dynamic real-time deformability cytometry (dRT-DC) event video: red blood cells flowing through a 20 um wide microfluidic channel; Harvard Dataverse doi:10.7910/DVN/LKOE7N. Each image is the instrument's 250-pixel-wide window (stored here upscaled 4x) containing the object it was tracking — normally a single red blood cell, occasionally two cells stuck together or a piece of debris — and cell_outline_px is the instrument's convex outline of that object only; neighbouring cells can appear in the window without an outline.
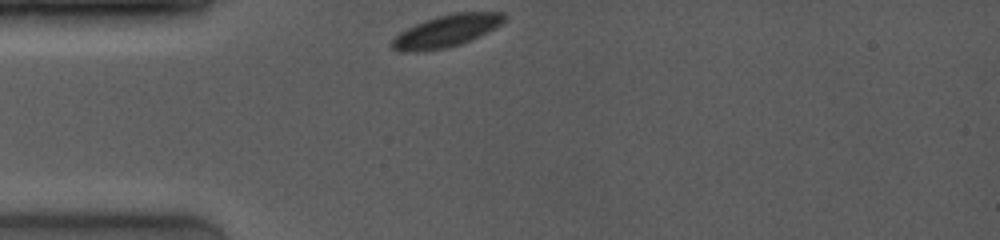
{"species": "common noctule bat (a hibernating species)", "species_latin": "Nyctalus noctula", "temperature_condition": "room temperature", "stored_images_in_passage": 30, "camera_frame_rate_fps": 4000, "um_per_image_px": 0.085, "animal": {"sex": "female", "body_mass_g": 19.0, "forearm_length_mm": 53.3}, "frame": {"image": 1, "passage_image": 1, "time_ms": 0.0, "image_size_px": [1000, 240], "cell_outline_px": [[504, 20], [496, 28], [460, 44], [444, 48], [416, 52], [400, 52], [392, 48], [392, 40], [400, 32], [424, 20], [436, 16], [452, 12], [504, 12]], "centroid_in_image_um": [37.92, 2.62], "position_along_channel_um": 47.1, "area_um2": 20.81}}
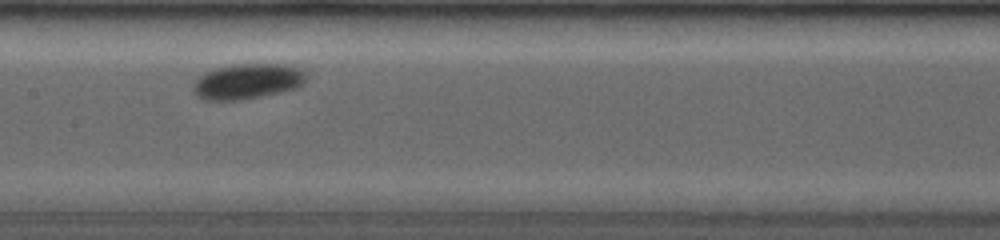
{"frame": {"image": 2, "passage_image": 21, "time_ms": 4.0, "image_size_px": [1000, 240], "cell_outline_px": [[304, 84], [296, 88], [280, 92], [240, 100], [204, 100], [196, 96], [192, 92], [192, 84], [204, 72], [216, 68], [232, 64], [284, 64], [300, 68], [304, 72]], "centroid_in_image_um": [20.98, 6.91], "position_along_channel_um": 186.4, "area_um2": 23.35}}
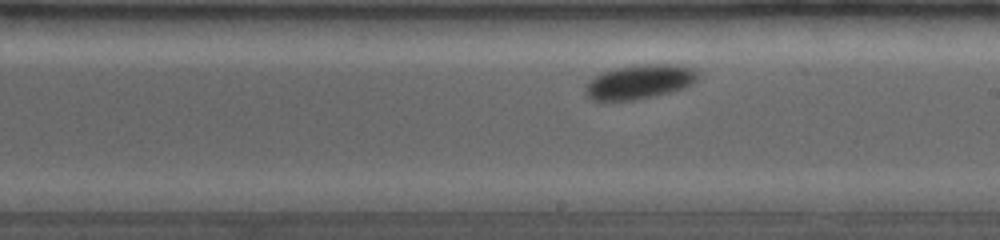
{"frame": {"image": 3, "passage_image": 28, "time_ms": 5.25, "image_size_px": [1000, 240], "cell_outline_px": [[696, 80], [692, 84], [684, 88], [636, 100], [592, 100], [584, 92], [584, 84], [592, 76], [616, 68], [644, 64], [680, 64], [696, 68]], "centroid_in_image_um": [54.33, 6.94], "position_along_channel_um": 234.7, "area_um2": 22.54}}